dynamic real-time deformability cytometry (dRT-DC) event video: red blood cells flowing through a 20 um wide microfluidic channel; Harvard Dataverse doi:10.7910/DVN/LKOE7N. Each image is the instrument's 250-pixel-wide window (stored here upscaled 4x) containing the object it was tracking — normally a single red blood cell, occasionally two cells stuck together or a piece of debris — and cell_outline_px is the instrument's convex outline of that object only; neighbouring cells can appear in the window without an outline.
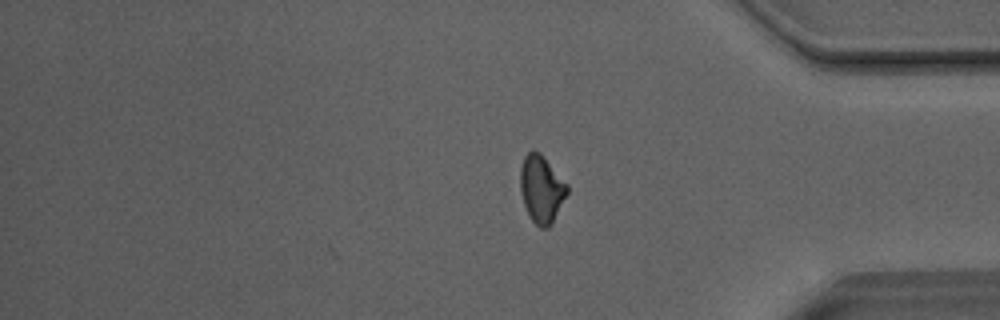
{"species": "Egyptian fruit bat (a non-hibernating species)", "species_latin": "Rousettus aegyptiacus", "temperature_condition": "room temperature", "stored_images_in_passage": 42, "camera_frame_rate_fps": 3000, "um_per_image_px": 0.085, "animal": {"sex": "male"}, "frame": {"image": 1, "passage_image": 42, "time_ms": 13.667, "image_size_px": [1000, 320], "cell_outline_px": [[568, 192], [552, 224], [548, 228], [540, 228], [528, 216], [520, 192], [520, 168], [524, 156], [532, 148], [540, 152], [568, 184]], "centroid_in_image_um": [46.02, 16.05], "position_along_channel_um": 389.2, "area_um2": 18.67}, "authors_computed_cell_mechanics": {"area_um2": 18.6405, "velocity_mm_per_s": 4.061, "shape_relaxation_time_tau1_ms": null, "shape_relaxation_time_tau2_ms": 6.7313, "deformation_change_tau1": null, "deformation_change_tau2": 0.1381}}